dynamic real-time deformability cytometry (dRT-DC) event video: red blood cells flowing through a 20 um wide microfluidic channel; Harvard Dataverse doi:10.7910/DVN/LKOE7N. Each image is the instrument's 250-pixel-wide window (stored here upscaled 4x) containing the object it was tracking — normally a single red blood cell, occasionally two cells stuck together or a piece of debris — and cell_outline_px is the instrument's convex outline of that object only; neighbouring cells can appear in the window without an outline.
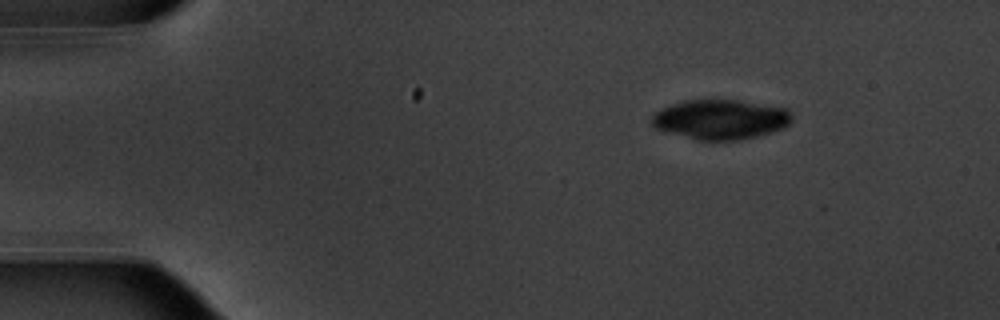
{"species": "common noctule bat (a hibernating species)", "species_latin": "Nyctalus noctula", "temperature_condition": "warm", "stored_images_in_passage": 23, "camera_frame_rate_fps": 3000, "um_per_image_px": 0.085, "animal": {"sex": "male", "body_mass_g": 20.1, "forearm_length_mm": 53.5}, "frame": {"image": 1, "passage_image": 1, "time_ms": 0.0, "image_size_px": [1000, 320], "cell_outline_px": [[792, 120], [784, 128], [756, 136], [740, 140], [700, 140], [656, 128], [652, 124], [652, 116], [660, 108], [684, 100], [736, 100], [788, 108], [792, 112]], "centroid_in_image_um": [61.28, 10.14], "position_along_channel_um": 23.7, "area_um2": 32.19}}